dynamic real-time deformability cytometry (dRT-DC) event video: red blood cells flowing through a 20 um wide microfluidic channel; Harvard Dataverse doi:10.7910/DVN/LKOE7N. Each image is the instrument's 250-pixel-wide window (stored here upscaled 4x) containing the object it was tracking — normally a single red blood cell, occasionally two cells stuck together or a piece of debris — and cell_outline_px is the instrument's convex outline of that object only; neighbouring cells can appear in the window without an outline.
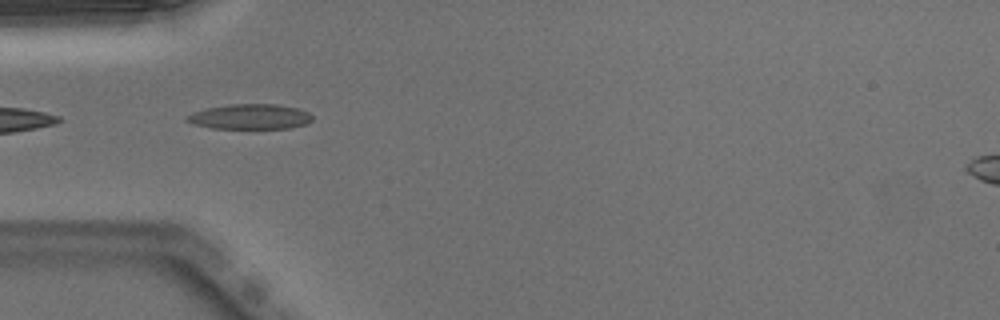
{"species": "Egyptian fruit bat (a non-hibernating species)", "species_latin": "Rousettus aegyptiacus", "temperature_condition": "warm", "stored_images_in_passage": 22, "segment_of_instrument_passage": [2, 2], "camera_frame_rate_fps": 3000, "um_per_image_px": 0.085, "animal": {"sex": "male"}, "frame": {"image": 1, "passage_image": 16, "time_ms": 5.0, "image_size_px": [1000, 320], "cell_outline_px": [[312, 120], [308, 124], [292, 128], [212, 128], [192, 124], [184, 120], [184, 116], [192, 112], [208, 108], [228, 104], [276, 104], [300, 108], [308, 112], [312, 116]], "centroid_in_image_um": [21.25, 9.91], "position_along_channel_um": 63.7, "area_um2": 18.61}}